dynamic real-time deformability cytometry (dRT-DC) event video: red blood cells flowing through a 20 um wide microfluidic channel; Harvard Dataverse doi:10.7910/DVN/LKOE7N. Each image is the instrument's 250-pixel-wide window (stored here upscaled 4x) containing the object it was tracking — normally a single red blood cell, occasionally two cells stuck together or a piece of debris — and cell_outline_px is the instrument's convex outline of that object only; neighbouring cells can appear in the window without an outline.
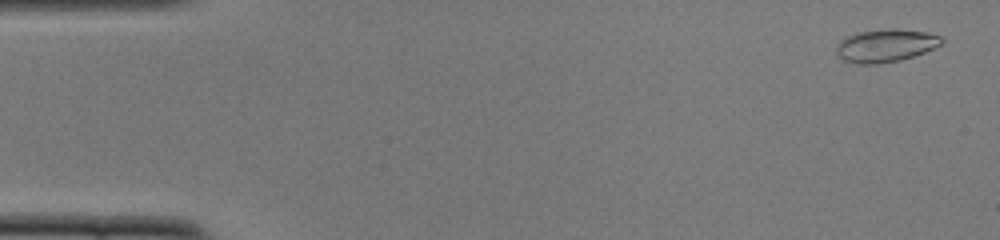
{"species": "common noctule bat (a hibernating species)", "species_latin": "Nyctalus noctula", "temperature_condition": "cold", "stored_images_in_passage": 51, "camera_frame_rate_fps": 3000, "um_per_image_px": 0.085, "animal": {"sex": "female", "body_mass_g": 22.0, "forearm_length_mm": 56.7}, "frame": {"image": 1, "passage_image": 2, "time_ms": 0.333, "image_size_px": [1000, 240], "cell_outline_px": [[944, 44], [924, 52], [900, 60], [876, 64], [856, 64], [844, 60], [836, 52], [836, 48], [840, 40], [848, 36], [860, 32], [892, 28], [924, 32], [940, 36], [944, 40]], "centroid_in_image_um": [75.29, 3.88], "position_along_channel_um": 9.7, "area_um2": 19.94}}
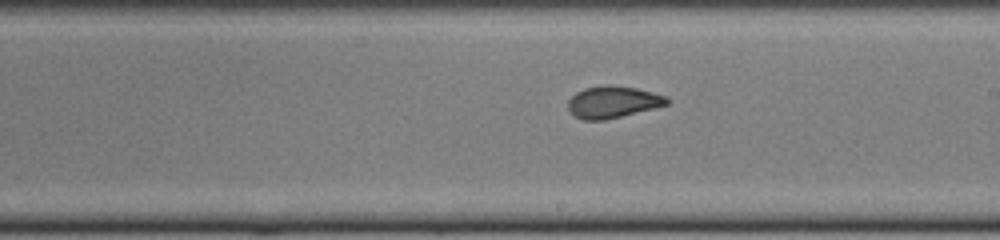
{"frame": {"image": 2, "passage_image": 29, "time_ms": 9.333, "image_size_px": [1000, 240], "cell_outline_px": [[668, 104], [604, 120], [584, 120], [572, 116], [568, 108], [568, 100], [576, 92], [584, 88], [604, 84], [608, 84], [636, 88], [668, 96]], "centroid_in_image_um": [52.04, 8.66], "position_along_channel_um": 237.0, "area_um2": 18.32}}
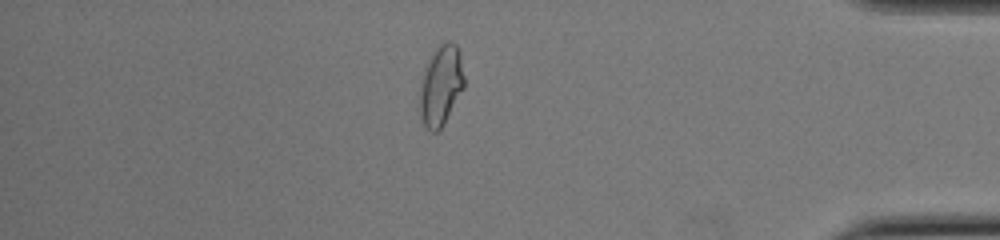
{"frame": {"image": 3, "passage_image": 44, "time_ms": 14.333, "image_size_px": [1000, 240], "cell_outline_px": [[464, 88], [444, 124], [436, 132], [432, 132], [420, 120], [420, 84], [424, 68], [428, 56], [440, 44], [448, 40], [452, 40], [456, 44], [460, 56], [464, 76]], "centroid_in_image_um": [37.47, 7.24], "position_along_channel_um": 397.7, "area_um2": 20.98}, "authors_computed_cell_mechanics": {"area_um2": 19.1318, "velocity_mm_per_s": 3.9013, "shape_relaxation_time_tau1_ms": null, "shape_relaxation_time_tau2_ms": 1.1217, "deformation_change_tau1": null, "deformation_change_tau2": 0.0612}}